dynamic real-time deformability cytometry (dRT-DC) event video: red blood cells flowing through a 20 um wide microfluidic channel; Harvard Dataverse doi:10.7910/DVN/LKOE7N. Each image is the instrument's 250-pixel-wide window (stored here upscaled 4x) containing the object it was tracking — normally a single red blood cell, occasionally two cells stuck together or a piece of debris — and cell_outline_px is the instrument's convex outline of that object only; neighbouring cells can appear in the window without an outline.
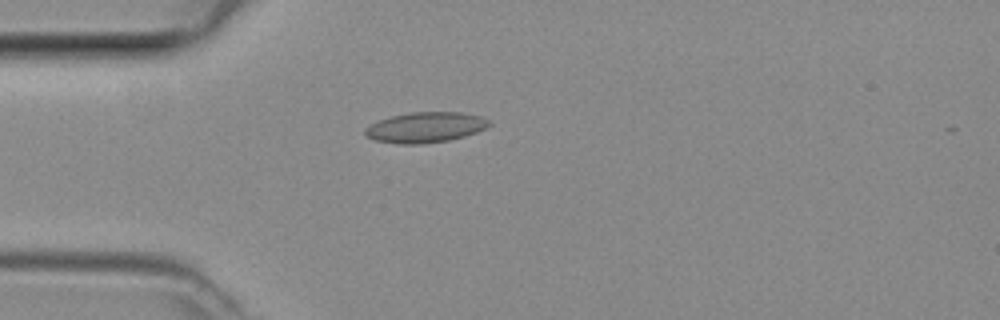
{"species": "common noctule bat (a hibernating species)", "species_latin": "Nyctalus noctula", "temperature_condition": "room temperature", "stored_images_in_passage": 3, "camera_frame_rate_fps": 3000, "um_per_image_px": 0.085, "animal": {"sex": "female", "body_mass_g": 29.2, "forearm_length_mm": 56.3}, "frame": {"image": 1, "passage_image": 3, "time_ms": 0.667, "image_size_px": [1000, 320], "cell_outline_px": [[492, 124], [488, 128], [464, 136], [448, 140], [420, 144], [400, 144], [376, 140], [364, 136], [364, 128], [380, 120], [392, 116], [408, 112], [460, 112], [480, 116], [488, 120]], "centroid_in_image_um": [36.16, 10.82], "position_along_channel_um": 48.8, "area_um2": 21.96}}